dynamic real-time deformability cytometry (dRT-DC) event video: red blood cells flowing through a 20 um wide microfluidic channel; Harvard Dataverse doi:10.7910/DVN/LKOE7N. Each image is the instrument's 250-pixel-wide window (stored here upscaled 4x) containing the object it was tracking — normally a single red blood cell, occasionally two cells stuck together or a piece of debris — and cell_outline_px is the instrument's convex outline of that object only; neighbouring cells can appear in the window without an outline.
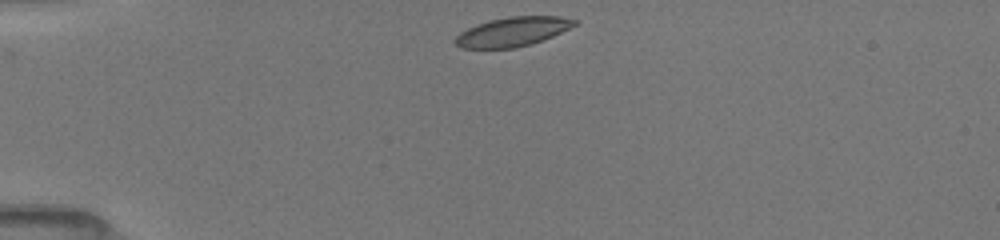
{"species": "common noctule bat (a hibernating species)", "species_latin": "Nyctalus noctula", "temperature_condition": "room temperature", "stored_images_in_passage": 8, "camera_frame_rate_fps": 3000, "um_per_image_px": 0.085, "animal": {"sex": "female", "body_mass_g": 19.5, "forearm_length_mm": 54.1}, "frame": {"image": 1, "passage_image": 1, "time_ms": 0.0, "image_size_px": [1000, 240], "cell_outline_px": [[580, 24], [552, 36], [516, 48], [460, 48], [456, 44], [456, 36], [460, 32], [476, 24], [488, 20], [508, 16], [560, 16], [580, 20]], "centroid_in_image_um": [43.62, 2.67], "position_along_channel_um": 41.4, "area_um2": 20.4}}